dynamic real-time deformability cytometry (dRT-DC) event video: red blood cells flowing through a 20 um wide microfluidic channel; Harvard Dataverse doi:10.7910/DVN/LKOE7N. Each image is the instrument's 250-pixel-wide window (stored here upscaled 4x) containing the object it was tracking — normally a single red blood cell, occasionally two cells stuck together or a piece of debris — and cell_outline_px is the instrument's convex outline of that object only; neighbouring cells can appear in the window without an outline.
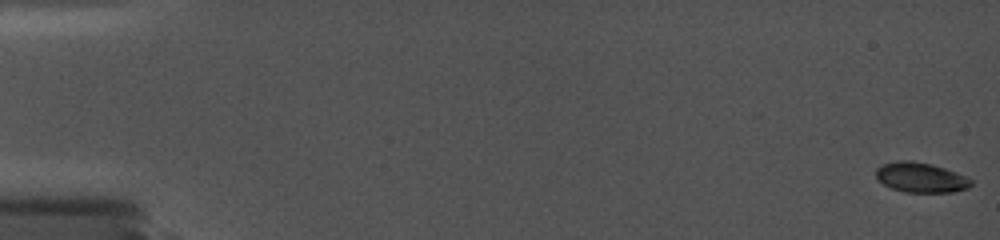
{"species": "common noctule bat (a hibernating species)", "species_latin": "Nyctalus noctula", "temperature_condition": "cold", "stored_images_in_passage": 27, "camera_frame_rate_fps": 5000, "um_per_image_px": 0.085, "animal": {"sex": "female", "body_mass_g": 19.0, "forearm_length_mm": 56.7}, "frame": {"image": 1, "passage_image": 1, "time_ms": 0.0, "image_size_px": [1000, 240], "cell_outline_px": [[972, 184], [968, 188], [952, 192], [904, 192], [892, 188], [884, 184], [876, 176], [876, 168], [884, 164], [896, 160], [908, 160], [932, 164], [956, 172], [972, 180]], "centroid_in_image_um": [78.27, 15.08], "position_along_channel_um": 6.7, "area_um2": 16.47}}
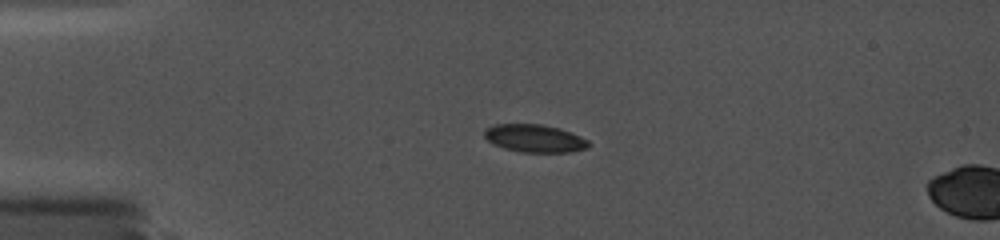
{"frame": {"image": 2, "passage_image": 22, "time_ms": 4.4, "image_size_px": [1000, 240], "cell_outline_px": [[592, 144], [588, 148], [568, 152], [520, 152], [504, 148], [492, 144], [484, 136], [484, 132], [488, 128], [496, 124], [540, 124], [560, 128], [572, 132], [588, 140]], "centroid_in_image_um": [45.48, 11.76], "position_along_channel_um": 39.5, "area_um2": 16.94}}